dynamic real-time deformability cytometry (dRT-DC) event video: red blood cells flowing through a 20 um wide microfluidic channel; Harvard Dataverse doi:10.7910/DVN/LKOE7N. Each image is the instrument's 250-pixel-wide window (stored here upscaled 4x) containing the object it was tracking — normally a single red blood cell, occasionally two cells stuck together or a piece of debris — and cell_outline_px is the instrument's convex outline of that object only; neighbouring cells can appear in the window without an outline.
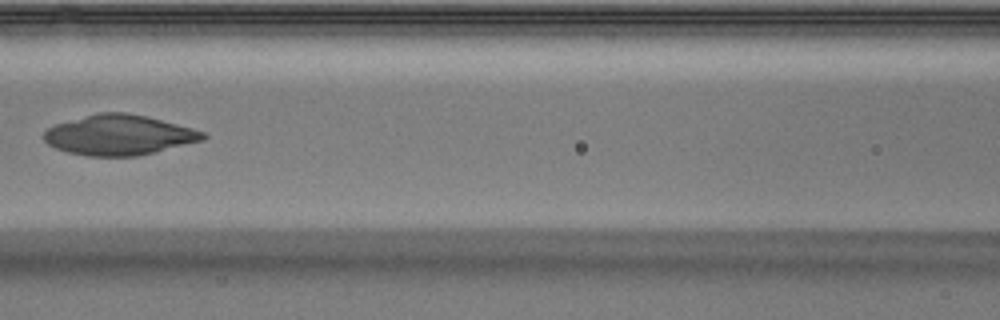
{"species": "Egyptian fruit bat (a non-hibernating species)", "species_latin": "Rousettus aegyptiacus", "temperature_condition": "warm", "stored_images_in_passage": 5, "camera_frame_rate_fps": 3000, "um_per_image_px": 0.085, "animal": {"sex": "male"}, "frame": {"image": 1, "passage_image": 5, "time_ms": 1.333, "image_size_px": [1000, 320], "cell_outline_px": [[208, 136], [204, 140], [156, 152], [136, 156], [88, 156], [68, 152], [56, 148], [48, 144], [44, 140], [44, 132], [48, 128], [56, 124], [100, 112], [128, 112], [192, 128], [204, 132]], "centroid_in_image_um": [10.13, 11.48], "position_along_channel_um": 156.5, "area_um2": 36.93}}